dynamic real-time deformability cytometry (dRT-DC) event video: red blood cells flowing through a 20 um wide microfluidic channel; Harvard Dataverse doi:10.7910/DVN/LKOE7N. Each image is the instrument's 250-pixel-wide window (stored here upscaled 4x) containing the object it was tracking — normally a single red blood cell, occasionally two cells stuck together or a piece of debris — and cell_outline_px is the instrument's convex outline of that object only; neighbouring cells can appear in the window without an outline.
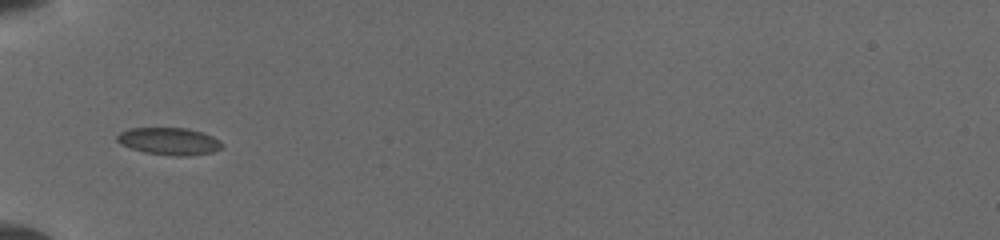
{"species": "common noctule bat (a hibernating species)", "species_latin": "Nyctalus noctula", "temperature_condition": "cold", "stored_images_in_passage": 37, "camera_frame_rate_fps": 3000, "um_per_image_px": 0.085, "animal": {"sex": "female", "body_mass_g": 19.5, "forearm_length_mm": 54.1}, "frame": {"image": 1, "passage_image": 1, "time_ms": 0.0, "image_size_px": [1000, 240], "cell_outline_px": [[220, 148], [212, 152], [188, 156], [172, 156], [144, 152], [120, 144], [116, 140], [116, 136], [120, 132], [132, 128], [184, 128], [200, 132], [212, 136], [220, 144]], "centroid_in_image_um": [14.31, 12.01], "position_along_channel_um": 70.7, "area_um2": 16.36}}
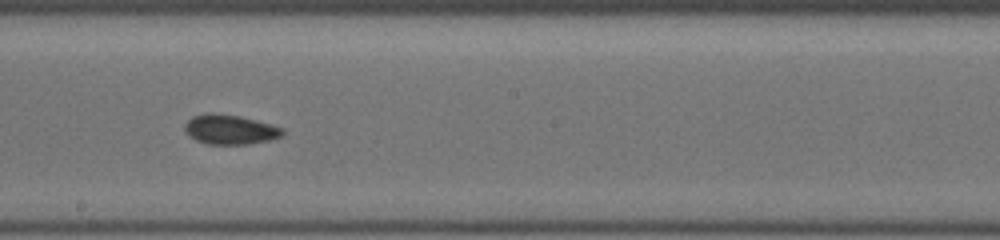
{"frame": {"image": 2, "passage_image": 21, "time_ms": 4.0, "image_size_px": [1000, 240], "cell_outline_px": [[284, 132], [280, 136], [272, 140], [248, 144], [204, 144], [196, 140], [184, 128], [184, 124], [192, 116], [208, 112], [212, 112], [240, 116], [256, 120], [284, 128]], "centroid_in_image_um": [19.56, 11.0], "position_along_channel_um": 228.6, "area_um2": 16.94}}
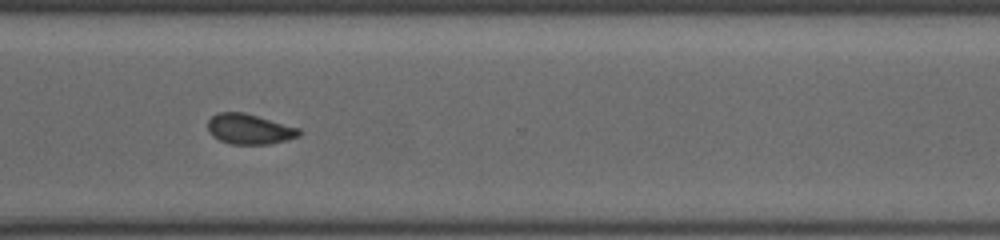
{"frame": {"image": 3, "passage_image": 36, "time_ms": 7.0, "image_size_px": [1000, 240], "cell_outline_px": [[300, 136], [288, 140], [268, 144], [232, 144], [220, 140], [212, 136], [208, 132], [208, 120], [212, 116], [220, 112], [244, 112], [300, 128]], "centroid_in_image_um": [21.2, 10.97], "position_along_channel_um": 349.4, "area_um2": 16.13}}